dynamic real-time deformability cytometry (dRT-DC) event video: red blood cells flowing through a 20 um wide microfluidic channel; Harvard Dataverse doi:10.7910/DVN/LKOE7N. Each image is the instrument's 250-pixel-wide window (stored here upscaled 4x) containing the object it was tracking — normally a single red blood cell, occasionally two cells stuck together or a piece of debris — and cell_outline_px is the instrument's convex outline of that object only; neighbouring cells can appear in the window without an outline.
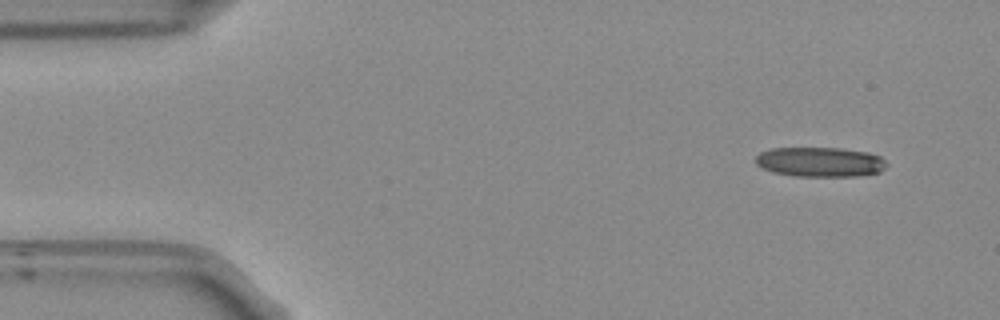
{"species": "Egyptian fruit bat (a non-hibernating species)", "species_latin": "Rousettus aegyptiacus", "temperature_condition": "room temperature", "stored_images_in_passage": 49, "camera_frame_rate_fps": 3000, "um_per_image_px": 0.085, "frame": {"image": 1, "passage_image": 1, "time_ms": 0.0, "image_size_px": [1000, 320], "cell_outline_px": [[888, 164], [880, 172], [856, 176], [796, 176], [772, 172], [756, 164], [756, 156], [760, 152], [772, 148], [840, 148], [868, 152], [880, 156]], "centroid_in_image_um": [69.72, 13.76], "position_along_channel_um": 15.3, "area_um2": 22.66}}
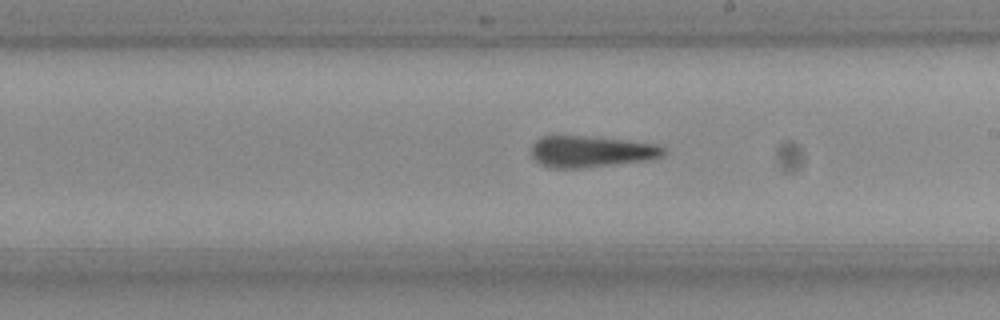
{"frame": {"image": 2, "passage_image": 26, "time_ms": 8.333, "image_size_px": [1000, 320], "cell_outline_px": [[664, 156], [648, 160], [580, 168], [552, 168], [536, 160], [532, 156], [532, 144], [540, 136], [584, 136], [624, 140], [656, 144], [664, 148]], "centroid_in_image_um": [50.24, 12.88], "position_along_channel_um": 238.8, "area_um2": 23.87}}
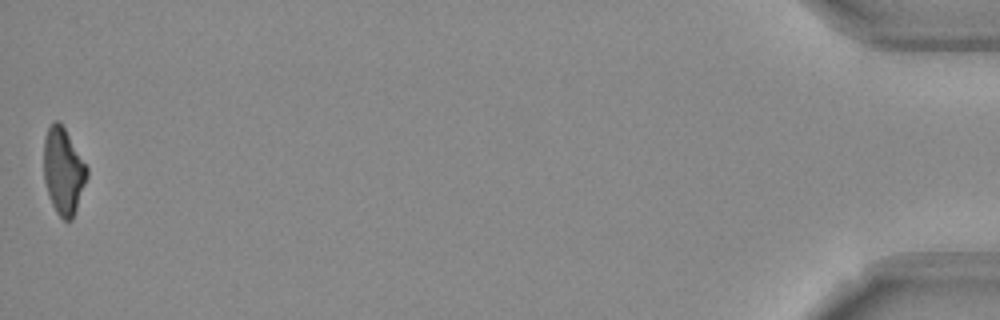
{"frame": {"image": 3, "passage_image": 49, "time_ms": 16.0, "image_size_px": [1000, 320], "cell_outline_px": [[88, 176], [72, 220], [64, 220], [56, 212], [48, 196], [44, 180], [44, 140], [48, 128], [56, 120], [64, 128], [88, 168]], "centroid_in_image_um": [5.38, 14.58], "position_along_channel_um": 429.8, "area_um2": 21.44}, "authors_computed_cell_mechanics": {"area_um2": 23.987, "velocity_mm_per_s": 3.8287, "shape_relaxation_time_tau1_ms": 7.1883, "shape_relaxation_time_tau2_ms": 3.9606, "deformation_change_tau1": 0.2208, "deformation_change_tau2": 0.1781}}